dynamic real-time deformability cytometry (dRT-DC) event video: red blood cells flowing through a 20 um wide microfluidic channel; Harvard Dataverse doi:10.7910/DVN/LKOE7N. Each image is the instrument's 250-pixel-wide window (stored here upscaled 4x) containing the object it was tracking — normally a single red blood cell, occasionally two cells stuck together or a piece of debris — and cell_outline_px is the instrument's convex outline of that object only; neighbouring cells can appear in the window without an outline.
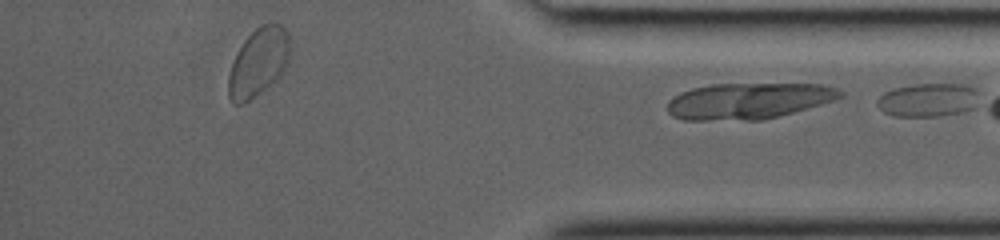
{"species": "common noctule bat (a hibernating species)", "species_latin": "Nyctalus noctula", "temperature_condition": "room temperature", "stored_images_in_passage": 27, "segment_of_instrument_passage": [2, 2], "camera_frame_rate_fps": 3000, "um_per_image_px": 0.085, "animal": {"sex": "female", "body_mass_g": 19.0, "forearm_length_mm": 53.3}, "frame": {"image": 1, "passage_image": 27, "time_ms": 8.667, "image_size_px": [1000, 240], "cell_outline_px": [[976, 92], [972, 108], [964, 112], [940, 116], [896, 116], [884, 112], [876, 104], [876, 100], [884, 92], [896, 88], [916, 84], [964, 84], [972, 88]], "centroid_in_image_um": [78.82, 8.5], "position_along_channel_um": 356.4, "area_um2": 19.54}}